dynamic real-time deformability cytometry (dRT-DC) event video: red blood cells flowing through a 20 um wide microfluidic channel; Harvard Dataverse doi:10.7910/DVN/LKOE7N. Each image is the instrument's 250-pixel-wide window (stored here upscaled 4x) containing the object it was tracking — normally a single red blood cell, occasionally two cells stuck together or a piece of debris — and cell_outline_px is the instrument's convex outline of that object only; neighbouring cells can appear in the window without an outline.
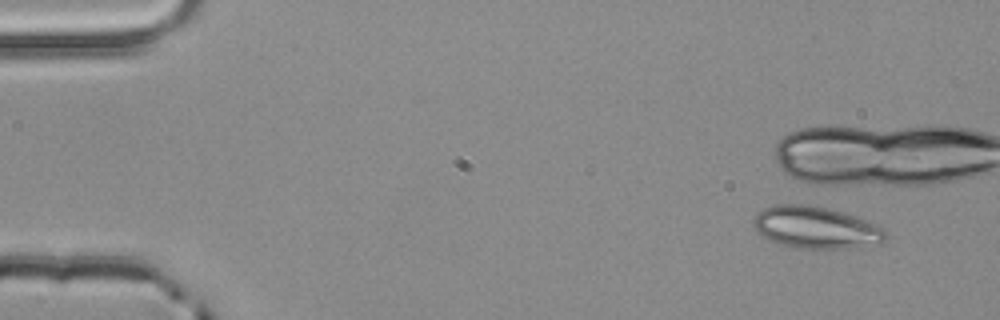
{"species": "common noctule bat (a hibernating species)", "species_latin": "Nyctalus noctula", "temperature_condition": "room temperature", "stored_images_in_passage": 4, "camera_frame_rate_fps": 3000, "um_per_image_px": 0.085, "animal": {"sex": "male", "body_mass_g": 20.4}, "frame": {"image": 1, "passage_image": 1, "time_ms": 0.0, "image_size_px": [1000, 320], "cell_outline_px": [[888, 236], [880, 244], [848, 248], [796, 248], [780, 244], [768, 240], [756, 232], [752, 220], [756, 212], [764, 208], [776, 204], [804, 204], [844, 212], [868, 220], [884, 228], [888, 232]], "centroid_in_image_um": [69.35, 19.34], "position_along_channel_um": 15.7, "area_um2": 32.71}}